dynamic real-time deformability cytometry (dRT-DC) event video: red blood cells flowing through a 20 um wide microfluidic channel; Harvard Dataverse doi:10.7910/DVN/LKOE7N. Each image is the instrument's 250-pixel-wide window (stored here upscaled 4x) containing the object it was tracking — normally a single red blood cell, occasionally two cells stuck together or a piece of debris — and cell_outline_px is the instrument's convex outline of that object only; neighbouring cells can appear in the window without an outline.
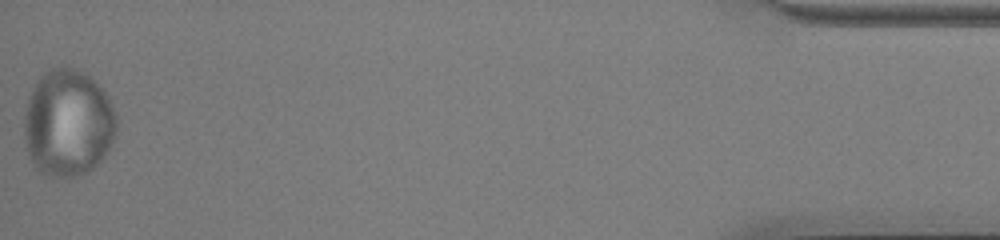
{"species": "common noctule bat (a hibernating species)", "species_latin": "Nyctalus noctula", "temperature_condition": "cold", "stored_images_in_passage": 55, "camera_frame_rate_fps": 3000, "um_per_image_px": 0.085, "animal": {"sex": "male", "body_mass_g": 13.0, "forearm_length_mm": 53.1}, "frame": {"image": 1, "passage_image": 55, "time_ms": 18.0, "image_size_px": [1000, 240], "cell_outline_px": [[116, 136], [112, 144], [104, 156], [88, 172], [72, 176], [44, 176], [36, 168], [28, 156], [24, 140], [24, 116], [28, 96], [36, 80], [48, 68], [64, 64], [84, 72], [92, 76], [96, 80], [108, 96], [112, 104], [116, 116]], "centroid_in_image_um": [5.77, 10.41], "position_along_channel_um": 429.4, "area_um2": 58.72}}